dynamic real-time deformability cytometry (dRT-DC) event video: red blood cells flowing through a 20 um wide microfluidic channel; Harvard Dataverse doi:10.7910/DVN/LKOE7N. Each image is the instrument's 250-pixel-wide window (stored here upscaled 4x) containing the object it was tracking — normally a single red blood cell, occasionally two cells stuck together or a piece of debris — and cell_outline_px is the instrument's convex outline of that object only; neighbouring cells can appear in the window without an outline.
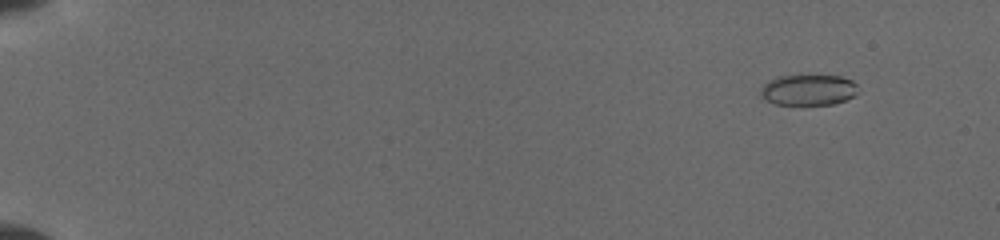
{"species": "common noctule bat (a hibernating species)", "species_latin": "Nyctalus noctula", "temperature_condition": "cold", "stored_images_in_passage": 27, "camera_frame_rate_fps": 3000, "um_per_image_px": 0.085, "animal": {"sex": "female", "body_mass_g": 19.5, "forearm_length_mm": 54.1}, "frame": {"image": 1, "passage_image": 4, "time_ms": 1.667, "image_size_px": [1000, 240], "cell_outline_px": [[860, 92], [856, 96], [832, 104], [776, 104], [760, 96], [760, 92], [764, 84], [768, 80], [780, 76], [840, 76], [852, 80], [856, 84]], "centroid_in_image_um": [68.75, 7.64], "position_along_channel_um": 16.2, "area_um2": 17.4}}
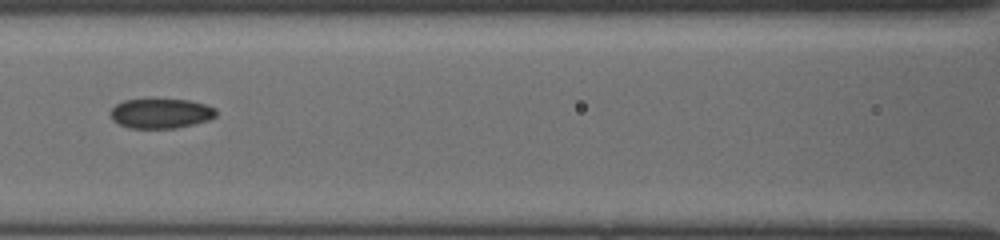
{"frame": {"image": 2, "passage_image": 18, "time_ms": 9.0, "image_size_px": [1000, 240], "cell_outline_px": [[216, 116], [208, 120], [176, 128], [128, 128], [112, 120], [108, 112], [116, 104], [124, 100], [144, 96], [156, 96], [188, 100], [204, 104], [216, 108]], "centroid_in_image_um": [13.61, 9.57], "position_along_channel_um": 153.0, "area_um2": 19.31}}
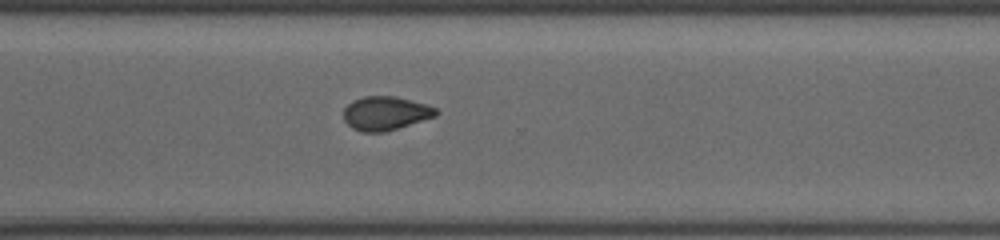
{"frame": {"image": 3, "passage_image": 27, "time_ms": 13.667, "image_size_px": [1000, 240], "cell_outline_px": [[436, 116], [384, 132], [360, 132], [352, 128], [344, 120], [344, 108], [352, 100], [364, 96], [396, 96], [424, 104], [436, 108]], "centroid_in_image_um": [32.72, 9.63], "position_along_channel_um": 337.9, "area_um2": 18.03}}